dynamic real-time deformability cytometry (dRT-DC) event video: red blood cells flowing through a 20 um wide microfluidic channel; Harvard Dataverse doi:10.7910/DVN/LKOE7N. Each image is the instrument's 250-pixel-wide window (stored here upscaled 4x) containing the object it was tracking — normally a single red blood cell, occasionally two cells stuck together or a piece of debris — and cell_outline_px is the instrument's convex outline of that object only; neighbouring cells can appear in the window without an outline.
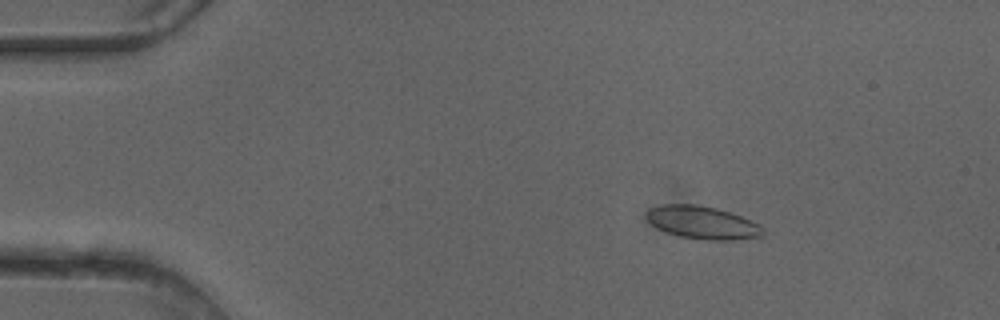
{"species": "common noctule bat (a hibernating species)", "species_latin": "Nyctalus noctula", "temperature_condition": "cold", "stored_images_in_passage": 50, "camera_frame_rate_fps": 3000, "um_per_image_px": 0.085, "animal": {"sex": "female"}, "frame": {"image": 1, "passage_image": 8, "time_ms": 2.333, "image_size_px": [1000, 320], "cell_outline_px": [[764, 236], [732, 240], [708, 240], [680, 236], [668, 232], [652, 224], [644, 216], [648, 208], [660, 204], [696, 204], [716, 208], [740, 216], [764, 228]], "centroid_in_image_um": [59.68, 18.91], "position_along_channel_um": 25.3, "area_um2": 22.08}}
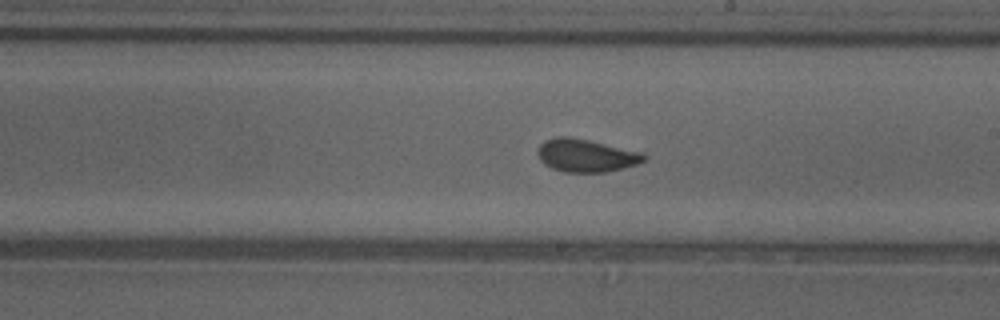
{"frame": {"image": 2, "passage_image": 29, "time_ms": 9.333, "image_size_px": [1000, 320], "cell_outline_px": [[648, 156], [644, 160], [636, 164], [624, 168], [604, 172], [564, 172], [552, 168], [544, 164], [540, 160], [536, 152], [540, 144], [544, 140], [560, 136], [568, 136], [588, 140], [644, 152]], "centroid_in_image_um": [49.81, 13.21], "position_along_channel_um": 239.2, "area_um2": 20.46}}
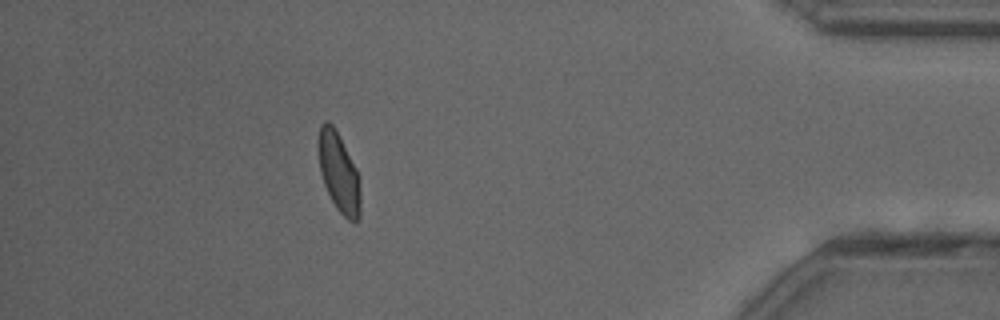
{"frame": {"image": 3, "passage_image": 45, "time_ms": 14.667, "image_size_px": [1000, 320], "cell_outline_px": [[360, 216], [356, 220], [348, 220], [336, 208], [324, 184], [320, 172], [320, 124], [324, 120], [328, 120], [332, 124], [356, 168], [360, 176]], "centroid_in_image_um": [28.83, 14.7], "position_along_channel_um": 406.4, "area_um2": 18.9}, "authors_computed_cell_mechanics": {"area_um2": 20.2011, "velocity_mm_per_s": 4.0842, "shape_relaxation_time_tau1_ms": 6.4261, "shape_relaxation_time_tau2_ms": 1.0396, "deformation_change_tau1": 0.1351, "deformation_change_tau2": 0.0655}}